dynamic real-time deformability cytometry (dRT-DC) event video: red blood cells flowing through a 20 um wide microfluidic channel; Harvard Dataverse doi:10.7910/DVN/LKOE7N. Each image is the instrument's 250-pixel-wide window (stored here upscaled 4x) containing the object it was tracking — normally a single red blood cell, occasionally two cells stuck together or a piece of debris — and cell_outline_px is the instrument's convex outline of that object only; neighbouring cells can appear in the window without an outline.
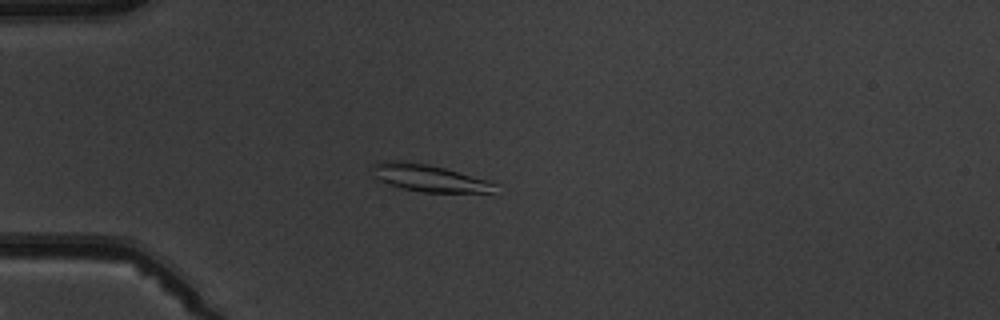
{"species": "common noctule bat (a hibernating species)", "species_latin": "Nyctalus noctula", "temperature_condition": "warm", "stored_images_in_passage": 5, "camera_frame_rate_fps": 3000, "um_per_image_px": 0.085, "animal": {"sex": "male", "body_mass_g": 19.5, "forearm_length_mm": 54.6}, "frame": {"image": 1, "passage_image": 4, "time_ms": 3.667, "image_size_px": [1000, 320], "cell_outline_px": [[496, 184], [492, 196], [420, 192], [400, 188], [376, 180], [372, 176], [372, 164], [384, 160], [404, 160], [428, 164], [444, 168], [488, 180]], "centroid_in_image_um": [36.53, 15.18], "position_along_channel_um": 48.5, "area_um2": 20.63}}